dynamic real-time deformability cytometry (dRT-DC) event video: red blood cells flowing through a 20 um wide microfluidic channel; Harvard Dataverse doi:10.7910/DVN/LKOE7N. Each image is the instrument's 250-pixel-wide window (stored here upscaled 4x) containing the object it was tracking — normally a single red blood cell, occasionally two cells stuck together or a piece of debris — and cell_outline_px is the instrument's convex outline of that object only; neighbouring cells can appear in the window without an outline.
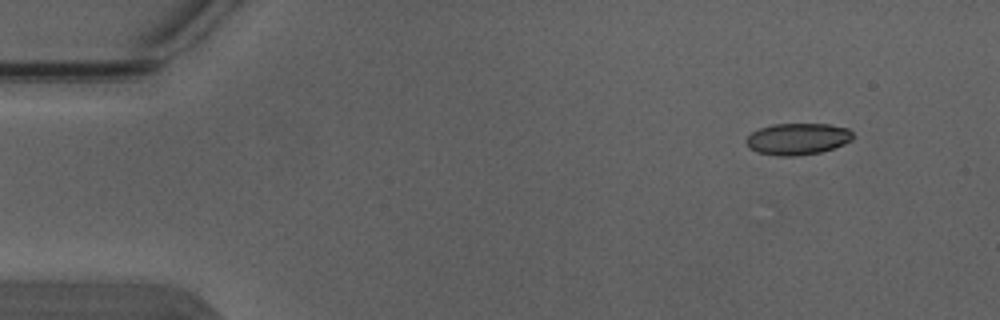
{"species": "Egyptian fruit bat (a non-hibernating species)", "species_latin": "Rousettus aegyptiacus", "temperature_condition": "warm", "stored_images_in_passage": 3, "camera_frame_rate_fps": 3000, "um_per_image_px": 0.085, "animal": {"sex": "male"}, "frame": {"image": 1, "passage_image": 1, "time_ms": 0.0, "image_size_px": [1000, 320], "cell_outline_px": [[852, 140], [844, 144], [820, 152], [796, 156], [776, 156], [756, 152], [748, 148], [744, 140], [752, 132], [760, 128], [772, 124], [828, 124], [848, 128], [852, 132]], "centroid_in_image_um": [67.76, 11.81], "position_along_channel_um": 17.2, "area_um2": 19.77}}